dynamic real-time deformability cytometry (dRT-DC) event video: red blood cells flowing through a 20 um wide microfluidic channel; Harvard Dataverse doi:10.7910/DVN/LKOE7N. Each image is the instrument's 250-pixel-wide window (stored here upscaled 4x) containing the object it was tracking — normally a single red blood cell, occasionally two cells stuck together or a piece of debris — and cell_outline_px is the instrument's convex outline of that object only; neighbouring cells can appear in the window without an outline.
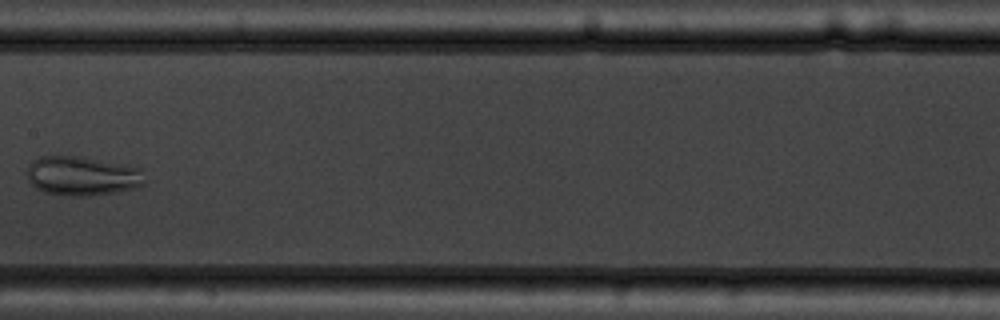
{"species": "common noctule bat (a hibernating species)", "species_latin": "Nyctalus noctula", "temperature_condition": "warm", "stored_images_in_passage": 8, "camera_frame_rate_fps": 3000, "um_per_image_px": 0.085, "animal": {"sex": "male", "body_mass_g": 19.5, "forearm_length_mm": 54.6}, "frame": {"image": 1, "passage_image": 7, "time_ms": 7.0, "image_size_px": [1000, 320], "cell_outline_px": [[144, 184], [136, 188], [120, 192], [92, 196], [68, 196], [44, 192], [36, 188], [28, 180], [28, 164], [32, 160], [40, 156], [80, 156], [140, 168]], "centroid_in_image_um": [6.96, 14.97], "position_along_channel_um": 200.4, "area_um2": 26.99}}